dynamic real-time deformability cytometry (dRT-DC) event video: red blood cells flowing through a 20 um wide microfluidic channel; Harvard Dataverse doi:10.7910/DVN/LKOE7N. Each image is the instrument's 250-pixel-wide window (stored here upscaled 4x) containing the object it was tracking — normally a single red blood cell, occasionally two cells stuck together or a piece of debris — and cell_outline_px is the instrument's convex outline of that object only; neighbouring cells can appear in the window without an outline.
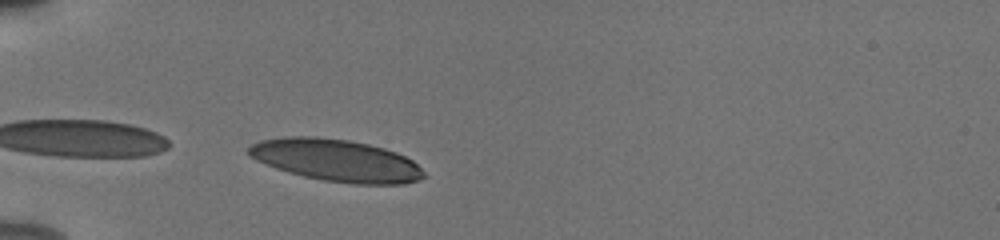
{"species": "human", "species_latin": "Homo sapiens", "temperature_condition": "cold", "stored_images_in_passage": 9, "camera_frame_rate_fps": 3000, "um_per_image_px": 0.085, "donor": {"sex": "male"}, "frame": {"image": 1, "passage_image": 1, "time_ms": 0.0, "image_size_px": [1000, 240], "cell_outline_px": [[424, 176], [416, 180], [404, 184], [352, 184], [324, 180], [304, 176], [288, 172], [276, 168], [256, 160], [248, 156], [248, 148], [252, 144], [260, 140], [284, 136], [316, 136], [348, 140], [368, 144], [384, 148], [396, 152], [412, 160], [424, 172]], "centroid_in_image_um": [28.54, 13.62], "position_along_channel_um": 56.5, "area_um2": 42.89}}
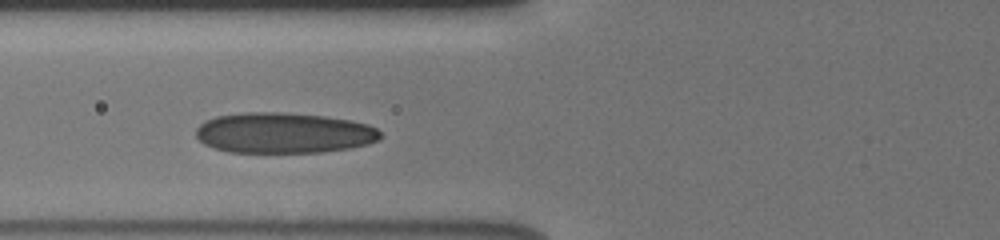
{"frame": {"image": 2, "passage_image": 6, "time_ms": 1.667, "image_size_px": [1000, 240], "cell_outline_px": [[380, 140], [368, 144], [352, 148], [320, 152], [228, 152], [212, 148], [204, 144], [196, 136], [196, 128], [204, 120], [216, 116], [244, 112], [284, 112], [324, 116], [352, 120], [368, 124], [376, 128], [380, 132]], "centroid_in_image_um": [24.11, 11.29], "position_along_channel_um": 101.7, "area_um2": 43.99}}
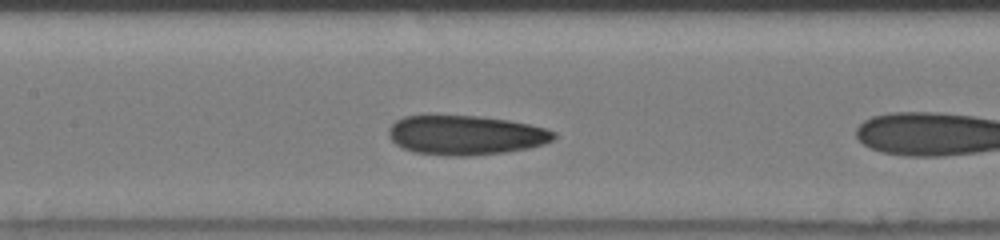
{"frame": {"image": 3, "passage_image": 8, "time_ms": 2.333, "image_size_px": [1000, 240], "cell_outline_px": [[556, 136], [552, 140], [544, 144], [528, 148], [504, 152], [472, 156], [444, 156], [412, 152], [396, 144], [388, 136], [388, 128], [396, 120], [404, 116], [480, 116], [508, 120], [528, 124], [544, 128], [556, 132]], "centroid_in_image_um": [39.56, 11.49], "position_along_channel_um": 167.8, "area_um2": 38.03}}